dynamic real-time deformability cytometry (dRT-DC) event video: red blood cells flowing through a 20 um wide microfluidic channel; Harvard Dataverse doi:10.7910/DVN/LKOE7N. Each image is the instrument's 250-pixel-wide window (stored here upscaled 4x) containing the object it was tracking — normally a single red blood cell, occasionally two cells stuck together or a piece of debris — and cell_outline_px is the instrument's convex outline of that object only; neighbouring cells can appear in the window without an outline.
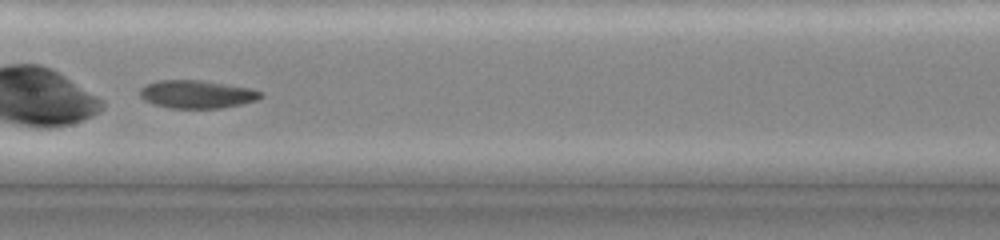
{"species": "common noctule bat (a hibernating species)", "species_latin": "Nyctalus noctula", "temperature_condition": "cold", "stored_images_in_passage": 45, "camera_frame_rate_fps": 3000, "um_per_image_px": 0.085, "animal": {"sex": "female", "body_mass_g": 19.0, "forearm_length_mm": 51.5}, "frame": {"image": 1, "passage_image": 23, "time_ms": 7.333, "image_size_px": [1000, 240], "cell_outline_px": [[264, 96], [256, 100], [240, 104], [220, 108], [168, 108], [152, 104], [144, 100], [140, 96], [140, 88], [144, 84], [156, 80], [200, 80], [252, 88], [264, 92]], "centroid_in_image_um": [16.71, 8.0], "position_along_channel_um": 190.7, "area_um2": 19.94}}
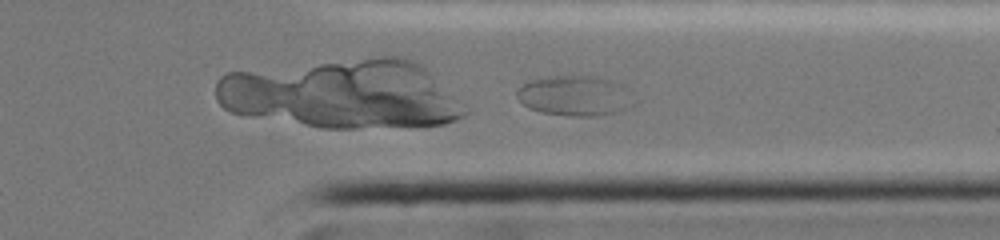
{"frame": {"image": 2, "passage_image": 36, "time_ms": 11.667, "image_size_px": [1000, 240], "cell_outline_px": [[636, 100], [632, 104], [616, 112], [596, 116], [572, 116], [540, 112], [528, 108], [516, 96], [516, 92], [524, 84], [532, 80], [548, 76], [604, 76], [624, 84]], "centroid_in_image_um": [48.92, 8.12], "position_along_channel_um": 362.5, "area_um2": 27.63}, "authors_computed_cell_mechanics": {"area_um2": 29.189, "velocity_mm_per_s": 3.9506, "shape_relaxation_time_tau1_ms": 6.7347, "shape_relaxation_time_tau2_ms": null, "deformation_change_tau1": 0.2923, "deformation_change_tau2": null}}